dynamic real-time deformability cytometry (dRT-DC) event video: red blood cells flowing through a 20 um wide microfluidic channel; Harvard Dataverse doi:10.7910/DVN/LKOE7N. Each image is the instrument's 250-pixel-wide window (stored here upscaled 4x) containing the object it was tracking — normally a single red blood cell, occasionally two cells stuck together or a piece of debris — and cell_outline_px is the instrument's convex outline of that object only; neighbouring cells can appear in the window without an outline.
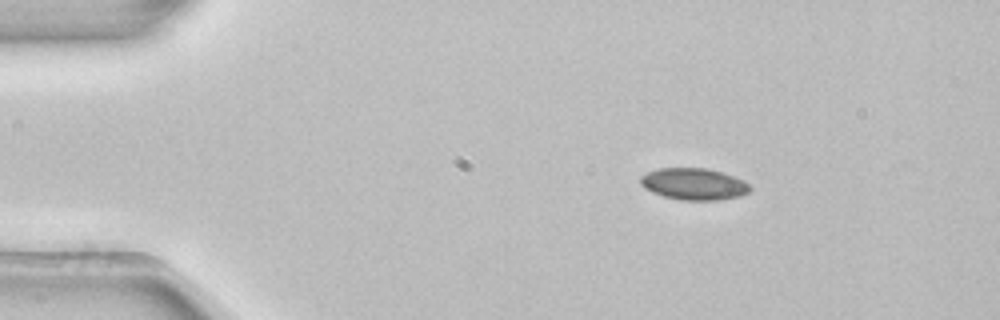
{"species": "common noctule bat (a hibernating species)", "species_latin": "Nyctalus noctula", "temperature_condition": "room temperature", "stored_images_in_passage": 3, "camera_frame_rate_fps": 3000, "um_per_image_px": 0.085, "animal": {"sex": "female", "body_mass_g": 22.7, "forearm_length_mm": 54.2}, "frame": {"image": 1, "passage_image": 1, "time_ms": 0.0, "image_size_px": [1000, 320], "cell_outline_px": [[752, 188], [748, 192], [740, 196], [716, 200], [680, 200], [664, 196], [652, 192], [644, 188], [640, 184], [640, 176], [656, 168], [708, 168], [724, 172], [744, 180]], "centroid_in_image_um": [58.97, 15.63], "position_along_channel_um": 26.0, "area_um2": 20.4}}
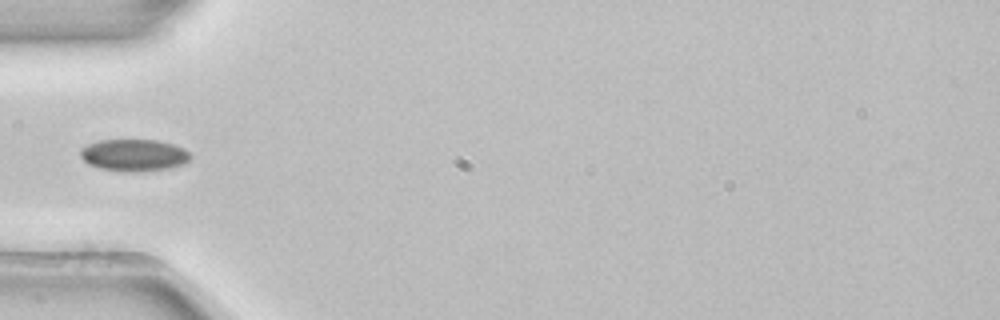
{"frame": {"image": 2, "passage_image": 3, "time_ms": 0.667, "image_size_px": [1000, 320], "cell_outline_px": [[192, 156], [184, 164], [168, 168], [132, 172], [100, 168], [88, 164], [80, 156], [80, 148], [88, 144], [100, 140], [156, 140], [172, 144], [184, 148]], "centroid_in_image_um": [11.37, 13.18], "position_along_channel_um": 73.6, "area_um2": 20.35}}